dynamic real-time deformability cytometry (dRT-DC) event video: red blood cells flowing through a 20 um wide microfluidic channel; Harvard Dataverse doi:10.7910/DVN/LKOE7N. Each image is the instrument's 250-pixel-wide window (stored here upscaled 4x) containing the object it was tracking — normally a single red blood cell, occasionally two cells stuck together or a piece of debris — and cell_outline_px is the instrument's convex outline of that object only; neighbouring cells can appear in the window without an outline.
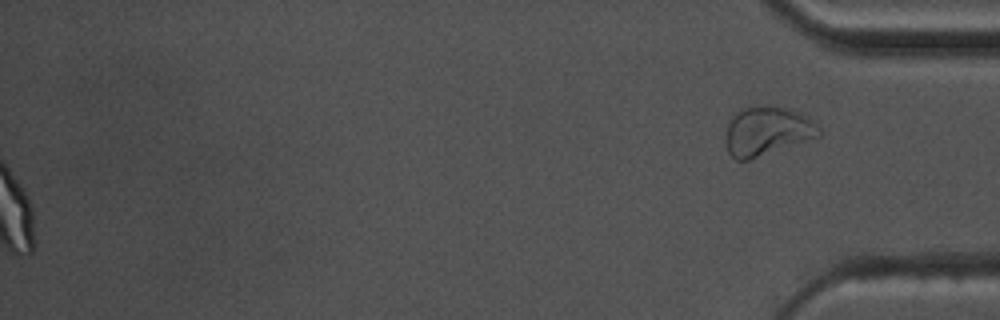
{"species": "common noctule bat (a hibernating species)", "species_latin": "Nyctalus noctula", "temperature_condition": "warm", "stored_images_in_passage": 43, "segment_of_instrument_passage": [2, 2], "camera_frame_rate_fps": 3000, "um_per_image_px": 0.085, "animal": {"sex": "male", "body_mass_g": 17.5, "forearm_length_mm": 52.3}, "frame": {"image": 1, "passage_image": 43, "time_ms": 14.0, "image_size_px": [1000, 320], "cell_outline_px": [[820, 136], [748, 160], [736, 160], [728, 152], [728, 124], [736, 108], [748, 104], [772, 104], [792, 108], [816, 124], [820, 128]], "centroid_in_image_um": [65.19, 11.06], "position_along_channel_um": 370.0, "area_um2": 26.88}}